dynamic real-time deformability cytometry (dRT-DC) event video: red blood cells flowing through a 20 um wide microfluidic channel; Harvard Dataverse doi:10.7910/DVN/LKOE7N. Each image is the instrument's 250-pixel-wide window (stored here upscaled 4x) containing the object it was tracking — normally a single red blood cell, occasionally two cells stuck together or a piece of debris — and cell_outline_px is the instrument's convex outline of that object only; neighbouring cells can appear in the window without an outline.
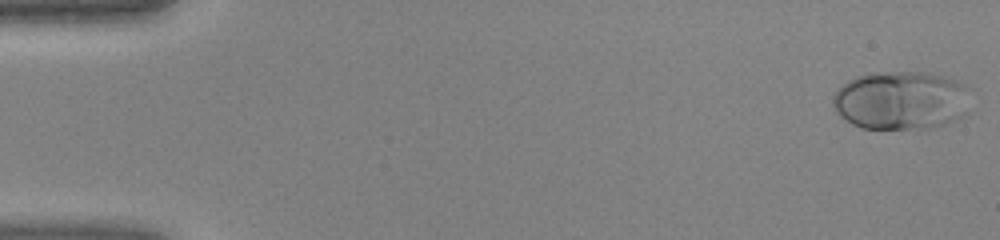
{"species": "human", "species_latin": "Homo sapiens", "temperature_condition": "warm", "stored_images_in_passage": 45, "camera_frame_rate_fps": 3000, "um_per_image_px": 0.085, "donor": {"sex": "female"}, "frame": {"image": 1, "passage_image": 1, "time_ms": 0.0, "image_size_px": [1000, 240], "cell_outline_px": [[968, 112], [964, 116], [956, 120], [944, 124], [924, 128], [864, 128], [852, 124], [840, 116], [836, 112], [832, 104], [832, 96], [836, 88], [848, 80], [856, 76], [868, 72], [924, 72], [944, 76], [956, 80], [964, 84], [968, 88]], "centroid_in_image_um": [76.56, 8.51], "position_along_channel_um": 8.4, "area_um2": 47.45}}
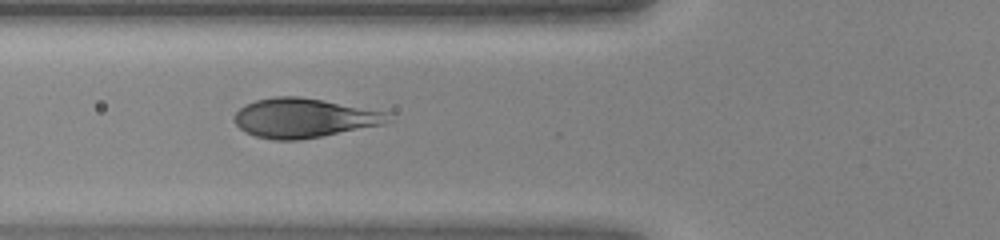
{"frame": {"image": 2, "passage_image": 17, "time_ms": 5.333, "image_size_px": [1000, 240], "cell_outline_px": [[392, 120], [384, 124], [300, 140], [272, 140], [256, 136], [244, 132], [232, 120], [232, 116], [240, 108], [256, 100], [276, 96], [300, 96], [324, 100], [392, 112]], "centroid_in_image_um": [25.87, 10.02], "position_along_channel_um": 99.9, "area_um2": 35.6}}
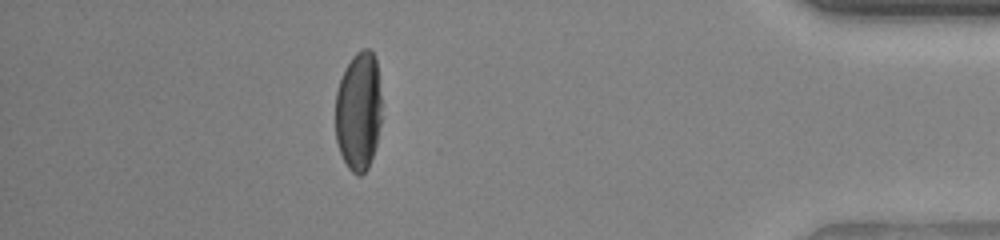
{"frame": {"image": 3, "passage_image": 40, "time_ms": 13.0, "image_size_px": [1000, 240], "cell_outline_px": [[380, 124], [376, 144], [368, 168], [360, 176], [356, 176], [348, 168], [340, 152], [336, 140], [336, 92], [344, 68], [352, 56], [356, 52], [364, 48], [368, 48], [372, 52], [376, 60], [380, 96]], "centroid_in_image_um": [30.46, 9.45], "position_along_channel_um": 404.7, "area_um2": 31.96}}